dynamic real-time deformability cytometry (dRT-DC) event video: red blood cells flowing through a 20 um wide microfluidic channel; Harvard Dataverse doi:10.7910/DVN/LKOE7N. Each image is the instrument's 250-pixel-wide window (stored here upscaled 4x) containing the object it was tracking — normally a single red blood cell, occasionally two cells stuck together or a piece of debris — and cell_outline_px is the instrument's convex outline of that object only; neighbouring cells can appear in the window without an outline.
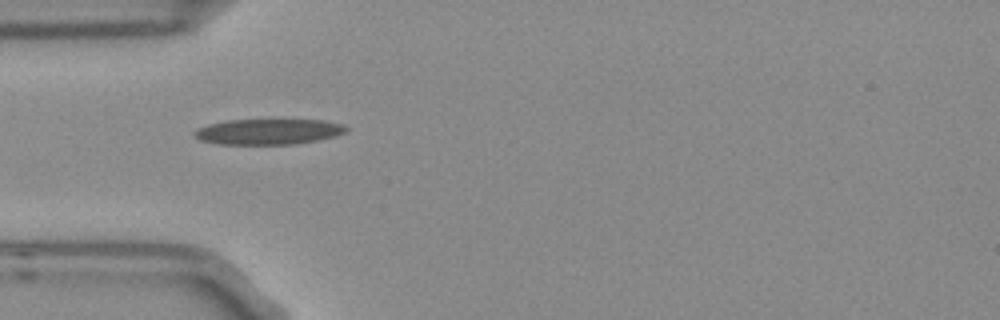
{"species": "Egyptian fruit bat (a non-hibernating species)", "species_latin": "Rousettus aegyptiacus", "temperature_condition": "room temperature", "stored_images_in_passage": 2, "camera_frame_rate_fps": 3000, "um_per_image_px": 0.085, "frame": {"image": 1, "passage_image": 2, "time_ms": 0.333, "image_size_px": [1000, 320], "cell_outline_px": [[348, 128], [344, 132], [336, 136], [296, 144], [220, 144], [200, 140], [192, 136], [192, 132], [196, 128], [208, 124], [228, 120], [284, 116], [324, 120], [344, 124]], "centroid_in_image_um": [22.83, 11.12], "position_along_channel_um": 62.2, "area_um2": 24.1}}